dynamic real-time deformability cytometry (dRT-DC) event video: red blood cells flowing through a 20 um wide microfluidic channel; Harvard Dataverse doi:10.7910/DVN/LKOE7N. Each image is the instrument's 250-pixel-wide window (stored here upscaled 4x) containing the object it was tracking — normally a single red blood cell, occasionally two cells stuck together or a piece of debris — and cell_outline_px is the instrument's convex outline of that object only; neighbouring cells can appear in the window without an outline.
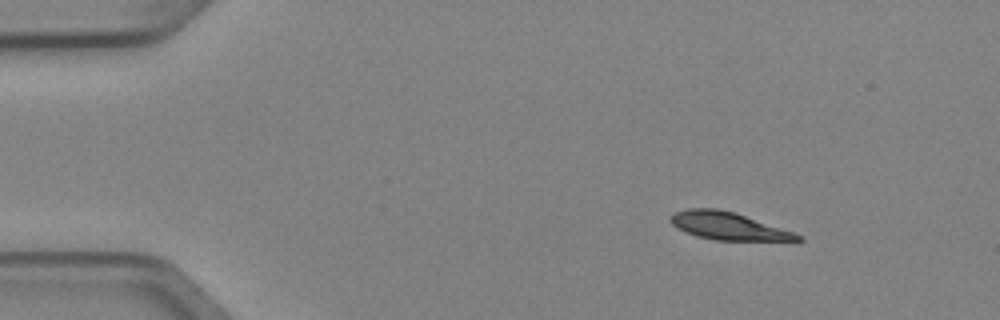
{"species": "Egyptian fruit bat (a non-hibernating species)", "species_latin": "Rousettus aegyptiacus", "temperature_condition": "cold", "stored_images_in_passage": 3, "camera_frame_rate_fps": 3000, "um_per_image_px": 0.085, "animal": {"sex": "female"}, "frame": {"image": 1, "passage_image": 1, "time_ms": 0.0, "image_size_px": [1000, 320], "cell_outline_px": [[804, 240], [800, 244], [716, 240], [696, 236], [684, 232], [676, 228], [668, 220], [668, 216], [676, 212], [688, 208], [716, 208], [736, 212], [804, 236]], "centroid_in_image_um": [62.06, 19.27], "position_along_channel_um": 22.9, "area_um2": 21.73}}